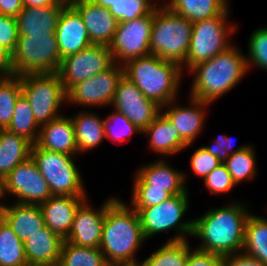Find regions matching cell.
<instances>
[{"instance_id":"1","label":"cell","mask_w":267,"mask_h":266,"mask_svg":"<svg viewBox=\"0 0 267 266\" xmlns=\"http://www.w3.org/2000/svg\"><path fill=\"white\" fill-rule=\"evenodd\" d=\"M247 206L234 201L194 218L192 237L201 240L196 249L222 257L240 253L250 215Z\"/></svg>"},{"instance_id":"2","label":"cell","mask_w":267,"mask_h":266,"mask_svg":"<svg viewBox=\"0 0 267 266\" xmlns=\"http://www.w3.org/2000/svg\"><path fill=\"white\" fill-rule=\"evenodd\" d=\"M146 242L140 217L119 197L106 199L100 250L109 266L140 263L136 252Z\"/></svg>"},{"instance_id":"3","label":"cell","mask_w":267,"mask_h":266,"mask_svg":"<svg viewBox=\"0 0 267 266\" xmlns=\"http://www.w3.org/2000/svg\"><path fill=\"white\" fill-rule=\"evenodd\" d=\"M189 72L194 75L189 96L213 103L248 74L246 55L232 44L212 59L195 65Z\"/></svg>"},{"instance_id":"4","label":"cell","mask_w":267,"mask_h":266,"mask_svg":"<svg viewBox=\"0 0 267 266\" xmlns=\"http://www.w3.org/2000/svg\"><path fill=\"white\" fill-rule=\"evenodd\" d=\"M123 67L124 76L159 106L177 100L184 75L182 67L177 63L150 54L130 60Z\"/></svg>"},{"instance_id":"5","label":"cell","mask_w":267,"mask_h":266,"mask_svg":"<svg viewBox=\"0 0 267 266\" xmlns=\"http://www.w3.org/2000/svg\"><path fill=\"white\" fill-rule=\"evenodd\" d=\"M193 23L168 7H155L150 54L183 67L189 51Z\"/></svg>"},{"instance_id":"6","label":"cell","mask_w":267,"mask_h":266,"mask_svg":"<svg viewBox=\"0 0 267 266\" xmlns=\"http://www.w3.org/2000/svg\"><path fill=\"white\" fill-rule=\"evenodd\" d=\"M189 193L172 195L169 199L158 205L147 208H133L140 217V222L145 239L153 235L176 231L167 242L188 240L193 233V219L182 221L189 209ZM188 237V239H187Z\"/></svg>"},{"instance_id":"7","label":"cell","mask_w":267,"mask_h":266,"mask_svg":"<svg viewBox=\"0 0 267 266\" xmlns=\"http://www.w3.org/2000/svg\"><path fill=\"white\" fill-rule=\"evenodd\" d=\"M62 62L56 34L18 36L11 53V73L22 76L31 73H55Z\"/></svg>"},{"instance_id":"8","label":"cell","mask_w":267,"mask_h":266,"mask_svg":"<svg viewBox=\"0 0 267 266\" xmlns=\"http://www.w3.org/2000/svg\"><path fill=\"white\" fill-rule=\"evenodd\" d=\"M68 155L32 146L31 158L49 185L52 195L87 197L82 176L75 159Z\"/></svg>"},{"instance_id":"9","label":"cell","mask_w":267,"mask_h":266,"mask_svg":"<svg viewBox=\"0 0 267 266\" xmlns=\"http://www.w3.org/2000/svg\"><path fill=\"white\" fill-rule=\"evenodd\" d=\"M229 7L220 15L193 23L190 47L182 70L208 61L225 51L233 43L230 36L237 31L235 23H228Z\"/></svg>"},{"instance_id":"10","label":"cell","mask_w":267,"mask_h":266,"mask_svg":"<svg viewBox=\"0 0 267 266\" xmlns=\"http://www.w3.org/2000/svg\"><path fill=\"white\" fill-rule=\"evenodd\" d=\"M21 89L40 126L62 115L58 110L67 103V93L58 72L22 75Z\"/></svg>"},{"instance_id":"11","label":"cell","mask_w":267,"mask_h":266,"mask_svg":"<svg viewBox=\"0 0 267 266\" xmlns=\"http://www.w3.org/2000/svg\"><path fill=\"white\" fill-rule=\"evenodd\" d=\"M154 9L137 19L118 22L114 38L109 45L114 63L124 65L128 61L150 55V36Z\"/></svg>"},{"instance_id":"12","label":"cell","mask_w":267,"mask_h":266,"mask_svg":"<svg viewBox=\"0 0 267 266\" xmlns=\"http://www.w3.org/2000/svg\"><path fill=\"white\" fill-rule=\"evenodd\" d=\"M113 64L114 60L109 46L91 44L63 58L58 74L67 93L74 85L107 70Z\"/></svg>"},{"instance_id":"13","label":"cell","mask_w":267,"mask_h":266,"mask_svg":"<svg viewBox=\"0 0 267 266\" xmlns=\"http://www.w3.org/2000/svg\"><path fill=\"white\" fill-rule=\"evenodd\" d=\"M124 67L114 63L107 70L74 85L67 92V103L81 107H107L111 104Z\"/></svg>"},{"instance_id":"14","label":"cell","mask_w":267,"mask_h":266,"mask_svg":"<svg viewBox=\"0 0 267 266\" xmlns=\"http://www.w3.org/2000/svg\"><path fill=\"white\" fill-rule=\"evenodd\" d=\"M4 182L5 197L12 194L17 198L15 203L40 205L53 196L48 183L31 157L17 165Z\"/></svg>"},{"instance_id":"15","label":"cell","mask_w":267,"mask_h":266,"mask_svg":"<svg viewBox=\"0 0 267 266\" xmlns=\"http://www.w3.org/2000/svg\"><path fill=\"white\" fill-rule=\"evenodd\" d=\"M110 105L114 110L123 113L142 132L161 113V106L147 98L124 75L117 84Z\"/></svg>"},{"instance_id":"16","label":"cell","mask_w":267,"mask_h":266,"mask_svg":"<svg viewBox=\"0 0 267 266\" xmlns=\"http://www.w3.org/2000/svg\"><path fill=\"white\" fill-rule=\"evenodd\" d=\"M106 201L96 210L86 199L75 211L74 220L66 241L79 247L100 248Z\"/></svg>"},{"instance_id":"17","label":"cell","mask_w":267,"mask_h":266,"mask_svg":"<svg viewBox=\"0 0 267 266\" xmlns=\"http://www.w3.org/2000/svg\"><path fill=\"white\" fill-rule=\"evenodd\" d=\"M134 175L133 188H158L171 195L189 193L186 174L173 168L164 158L143 165Z\"/></svg>"},{"instance_id":"18","label":"cell","mask_w":267,"mask_h":266,"mask_svg":"<svg viewBox=\"0 0 267 266\" xmlns=\"http://www.w3.org/2000/svg\"><path fill=\"white\" fill-rule=\"evenodd\" d=\"M190 106H180L176 100L161 107V112L173 124L179 132L181 139L187 144L192 145L199 134L203 131L207 107L210 103L203 102L189 97ZM166 111H163L165 110Z\"/></svg>"},{"instance_id":"19","label":"cell","mask_w":267,"mask_h":266,"mask_svg":"<svg viewBox=\"0 0 267 266\" xmlns=\"http://www.w3.org/2000/svg\"><path fill=\"white\" fill-rule=\"evenodd\" d=\"M68 2L81 15L91 43L109 46L118 25L110 10L90 0H69Z\"/></svg>"},{"instance_id":"20","label":"cell","mask_w":267,"mask_h":266,"mask_svg":"<svg viewBox=\"0 0 267 266\" xmlns=\"http://www.w3.org/2000/svg\"><path fill=\"white\" fill-rule=\"evenodd\" d=\"M55 34L62 59L92 44L81 15L70 3L60 14Z\"/></svg>"},{"instance_id":"21","label":"cell","mask_w":267,"mask_h":266,"mask_svg":"<svg viewBox=\"0 0 267 266\" xmlns=\"http://www.w3.org/2000/svg\"><path fill=\"white\" fill-rule=\"evenodd\" d=\"M86 199L88 198L53 195L39 205L45 225L65 240L71 229L75 211Z\"/></svg>"},{"instance_id":"22","label":"cell","mask_w":267,"mask_h":266,"mask_svg":"<svg viewBox=\"0 0 267 266\" xmlns=\"http://www.w3.org/2000/svg\"><path fill=\"white\" fill-rule=\"evenodd\" d=\"M35 144L48 151L77 155L76 137L71 117L62 114L40 126L39 137Z\"/></svg>"},{"instance_id":"23","label":"cell","mask_w":267,"mask_h":266,"mask_svg":"<svg viewBox=\"0 0 267 266\" xmlns=\"http://www.w3.org/2000/svg\"><path fill=\"white\" fill-rule=\"evenodd\" d=\"M68 3L64 0L58 6L23 7L16 17L18 35L55 34L60 14Z\"/></svg>"},{"instance_id":"24","label":"cell","mask_w":267,"mask_h":266,"mask_svg":"<svg viewBox=\"0 0 267 266\" xmlns=\"http://www.w3.org/2000/svg\"><path fill=\"white\" fill-rule=\"evenodd\" d=\"M142 134L149 138L148 144L151 151L160 156H174L191 146L181 139L179 132L162 112Z\"/></svg>"},{"instance_id":"25","label":"cell","mask_w":267,"mask_h":266,"mask_svg":"<svg viewBox=\"0 0 267 266\" xmlns=\"http://www.w3.org/2000/svg\"><path fill=\"white\" fill-rule=\"evenodd\" d=\"M63 241L45 225L24 242L27 262L58 265Z\"/></svg>"},{"instance_id":"26","label":"cell","mask_w":267,"mask_h":266,"mask_svg":"<svg viewBox=\"0 0 267 266\" xmlns=\"http://www.w3.org/2000/svg\"><path fill=\"white\" fill-rule=\"evenodd\" d=\"M6 223L23 243L45 226L44 216L39 205L15 202L7 204Z\"/></svg>"},{"instance_id":"27","label":"cell","mask_w":267,"mask_h":266,"mask_svg":"<svg viewBox=\"0 0 267 266\" xmlns=\"http://www.w3.org/2000/svg\"><path fill=\"white\" fill-rule=\"evenodd\" d=\"M78 154L93 150L104 141V119L91 110L80 111L71 117Z\"/></svg>"},{"instance_id":"28","label":"cell","mask_w":267,"mask_h":266,"mask_svg":"<svg viewBox=\"0 0 267 266\" xmlns=\"http://www.w3.org/2000/svg\"><path fill=\"white\" fill-rule=\"evenodd\" d=\"M33 144L7 129H0V176L5 179L19 164L31 157Z\"/></svg>"},{"instance_id":"29","label":"cell","mask_w":267,"mask_h":266,"mask_svg":"<svg viewBox=\"0 0 267 266\" xmlns=\"http://www.w3.org/2000/svg\"><path fill=\"white\" fill-rule=\"evenodd\" d=\"M167 7L194 23L222 14L229 5L228 0H171Z\"/></svg>"},{"instance_id":"30","label":"cell","mask_w":267,"mask_h":266,"mask_svg":"<svg viewBox=\"0 0 267 266\" xmlns=\"http://www.w3.org/2000/svg\"><path fill=\"white\" fill-rule=\"evenodd\" d=\"M241 252L267 265V218L248 216Z\"/></svg>"},{"instance_id":"31","label":"cell","mask_w":267,"mask_h":266,"mask_svg":"<svg viewBox=\"0 0 267 266\" xmlns=\"http://www.w3.org/2000/svg\"><path fill=\"white\" fill-rule=\"evenodd\" d=\"M7 130L24 137L33 145L38 140L40 125L35 119L29 101L23 94L18 98L15 104L12 121Z\"/></svg>"},{"instance_id":"32","label":"cell","mask_w":267,"mask_h":266,"mask_svg":"<svg viewBox=\"0 0 267 266\" xmlns=\"http://www.w3.org/2000/svg\"><path fill=\"white\" fill-rule=\"evenodd\" d=\"M190 246L188 240L165 242L140 263L143 266H185L192 250Z\"/></svg>"},{"instance_id":"33","label":"cell","mask_w":267,"mask_h":266,"mask_svg":"<svg viewBox=\"0 0 267 266\" xmlns=\"http://www.w3.org/2000/svg\"><path fill=\"white\" fill-rule=\"evenodd\" d=\"M57 266H109L100 248L79 247L64 240Z\"/></svg>"},{"instance_id":"34","label":"cell","mask_w":267,"mask_h":266,"mask_svg":"<svg viewBox=\"0 0 267 266\" xmlns=\"http://www.w3.org/2000/svg\"><path fill=\"white\" fill-rule=\"evenodd\" d=\"M256 163L255 150L252 145H249L243 150L230 155L223 164L226 166L233 182L237 186L240 182H244L245 180H254L257 174Z\"/></svg>"},{"instance_id":"35","label":"cell","mask_w":267,"mask_h":266,"mask_svg":"<svg viewBox=\"0 0 267 266\" xmlns=\"http://www.w3.org/2000/svg\"><path fill=\"white\" fill-rule=\"evenodd\" d=\"M26 262L24 243L5 222L0 228V266H23Z\"/></svg>"},{"instance_id":"36","label":"cell","mask_w":267,"mask_h":266,"mask_svg":"<svg viewBox=\"0 0 267 266\" xmlns=\"http://www.w3.org/2000/svg\"><path fill=\"white\" fill-rule=\"evenodd\" d=\"M21 95V76L11 75L0 87V129H7L10 125L15 104Z\"/></svg>"},{"instance_id":"37","label":"cell","mask_w":267,"mask_h":266,"mask_svg":"<svg viewBox=\"0 0 267 266\" xmlns=\"http://www.w3.org/2000/svg\"><path fill=\"white\" fill-rule=\"evenodd\" d=\"M105 138H108L113 143L121 144L124 141H129L130 136L134 133L142 134L123 113L113 109L111 114L104 119Z\"/></svg>"},{"instance_id":"38","label":"cell","mask_w":267,"mask_h":266,"mask_svg":"<svg viewBox=\"0 0 267 266\" xmlns=\"http://www.w3.org/2000/svg\"><path fill=\"white\" fill-rule=\"evenodd\" d=\"M246 62L248 71L252 66L267 71V26L252 32L248 42Z\"/></svg>"},{"instance_id":"39","label":"cell","mask_w":267,"mask_h":266,"mask_svg":"<svg viewBox=\"0 0 267 266\" xmlns=\"http://www.w3.org/2000/svg\"><path fill=\"white\" fill-rule=\"evenodd\" d=\"M155 7L149 0H121L109 10L118 22H125L147 15Z\"/></svg>"},{"instance_id":"40","label":"cell","mask_w":267,"mask_h":266,"mask_svg":"<svg viewBox=\"0 0 267 266\" xmlns=\"http://www.w3.org/2000/svg\"><path fill=\"white\" fill-rule=\"evenodd\" d=\"M204 187L213 195H221L230 192L236 187L226 166L222 163L209 173L204 179Z\"/></svg>"},{"instance_id":"41","label":"cell","mask_w":267,"mask_h":266,"mask_svg":"<svg viewBox=\"0 0 267 266\" xmlns=\"http://www.w3.org/2000/svg\"><path fill=\"white\" fill-rule=\"evenodd\" d=\"M130 200L132 208H147L158 205L169 199L172 195L158 188H133Z\"/></svg>"},{"instance_id":"42","label":"cell","mask_w":267,"mask_h":266,"mask_svg":"<svg viewBox=\"0 0 267 266\" xmlns=\"http://www.w3.org/2000/svg\"><path fill=\"white\" fill-rule=\"evenodd\" d=\"M189 160L191 172L202 179L222 164L216 156H213L202 146L194 150Z\"/></svg>"},{"instance_id":"43","label":"cell","mask_w":267,"mask_h":266,"mask_svg":"<svg viewBox=\"0 0 267 266\" xmlns=\"http://www.w3.org/2000/svg\"><path fill=\"white\" fill-rule=\"evenodd\" d=\"M18 36L16 18L0 14V44L12 53L16 47Z\"/></svg>"},{"instance_id":"44","label":"cell","mask_w":267,"mask_h":266,"mask_svg":"<svg viewBox=\"0 0 267 266\" xmlns=\"http://www.w3.org/2000/svg\"><path fill=\"white\" fill-rule=\"evenodd\" d=\"M232 142H233L232 137L222 134L214 140L212 146L205 145L202 147L206 149L208 152H210L213 156H216L221 161V163H224L229 158L230 155H232L237 151L243 150L244 148L249 146L248 144L247 145L245 144L233 150Z\"/></svg>"},{"instance_id":"45","label":"cell","mask_w":267,"mask_h":266,"mask_svg":"<svg viewBox=\"0 0 267 266\" xmlns=\"http://www.w3.org/2000/svg\"><path fill=\"white\" fill-rule=\"evenodd\" d=\"M185 266H223V257L198 250L195 247L190 251Z\"/></svg>"},{"instance_id":"46","label":"cell","mask_w":267,"mask_h":266,"mask_svg":"<svg viewBox=\"0 0 267 266\" xmlns=\"http://www.w3.org/2000/svg\"><path fill=\"white\" fill-rule=\"evenodd\" d=\"M223 266H267L243 252L223 257Z\"/></svg>"},{"instance_id":"47","label":"cell","mask_w":267,"mask_h":266,"mask_svg":"<svg viewBox=\"0 0 267 266\" xmlns=\"http://www.w3.org/2000/svg\"><path fill=\"white\" fill-rule=\"evenodd\" d=\"M23 10L22 0H0V14L17 17Z\"/></svg>"},{"instance_id":"48","label":"cell","mask_w":267,"mask_h":266,"mask_svg":"<svg viewBox=\"0 0 267 266\" xmlns=\"http://www.w3.org/2000/svg\"><path fill=\"white\" fill-rule=\"evenodd\" d=\"M64 0H22L23 7H51L58 6Z\"/></svg>"},{"instance_id":"49","label":"cell","mask_w":267,"mask_h":266,"mask_svg":"<svg viewBox=\"0 0 267 266\" xmlns=\"http://www.w3.org/2000/svg\"><path fill=\"white\" fill-rule=\"evenodd\" d=\"M0 69L11 70V53L0 44Z\"/></svg>"},{"instance_id":"50","label":"cell","mask_w":267,"mask_h":266,"mask_svg":"<svg viewBox=\"0 0 267 266\" xmlns=\"http://www.w3.org/2000/svg\"><path fill=\"white\" fill-rule=\"evenodd\" d=\"M94 4L103 6L104 8H111L116 2H120L121 0H90Z\"/></svg>"},{"instance_id":"51","label":"cell","mask_w":267,"mask_h":266,"mask_svg":"<svg viewBox=\"0 0 267 266\" xmlns=\"http://www.w3.org/2000/svg\"><path fill=\"white\" fill-rule=\"evenodd\" d=\"M6 208L7 204L0 202V228L6 222Z\"/></svg>"},{"instance_id":"52","label":"cell","mask_w":267,"mask_h":266,"mask_svg":"<svg viewBox=\"0 0 267 266\" xmlns=\"http://www.w3.org/2000/svg\"><path fill=\"white\" fill-rule=\"evenodd\" d=\"M11 75V70L0 69V87Z\"/></svg>"},{"instance_id":"53","label":"cell","mask_w":267,"mask_h":266,"mask_svg":"<svg viewBox=\"0 0 267 266\" xmlns=\"http://www.w3.org/2000/svg\"><path fill=\"white\" fill-rule=\"evenodd\" d=\"M5 198V182L4 179L0 176V199Z\"/></svg>"},{"instance_id":"54","label":"cell","mask_w":267,"mask_h":266,"mask_svg":"<svg viewBox=\"0 0 267 266\" xmlns=\"http://www.w3.org/2000/svg\"><path fill=\"white\" fill-rule=\"evenodd\" d=\"M150 2H152V4L156 7H160V5L158 4L160 2V0H149ZM157 1V2H156ZM171 0L165 1L164 3H162L161 7H167L169 5ZM157 3V4H156Z\"/></svg>"},{"instance_id":"55","label":"cell","mask_w":267,"mask_h":266,"mask_svg":"<svg viewBox=\"0 0 267 266\" xmlns=\"http://www.w3.org/2000/svg\"><path fill=\"white\" fill-rule=\"evenodd\" d=\"M23 266H57V265H50L46 263H31V262H26Z\"/></svg>"},{"instance_id":"56","label":"cell","mask_w":267,"mask_h":266,"mask_svg":"<svg viewBox=\"0 0 267 266\" xmlns=\"http://www.w3.org/2000/svg\"><path fill=\"white\" fill-rule=\"evenodd\" d=\"M119 266H143L141 263L136 264H127V265H119Z\"/></svg>"}]
</instances>
